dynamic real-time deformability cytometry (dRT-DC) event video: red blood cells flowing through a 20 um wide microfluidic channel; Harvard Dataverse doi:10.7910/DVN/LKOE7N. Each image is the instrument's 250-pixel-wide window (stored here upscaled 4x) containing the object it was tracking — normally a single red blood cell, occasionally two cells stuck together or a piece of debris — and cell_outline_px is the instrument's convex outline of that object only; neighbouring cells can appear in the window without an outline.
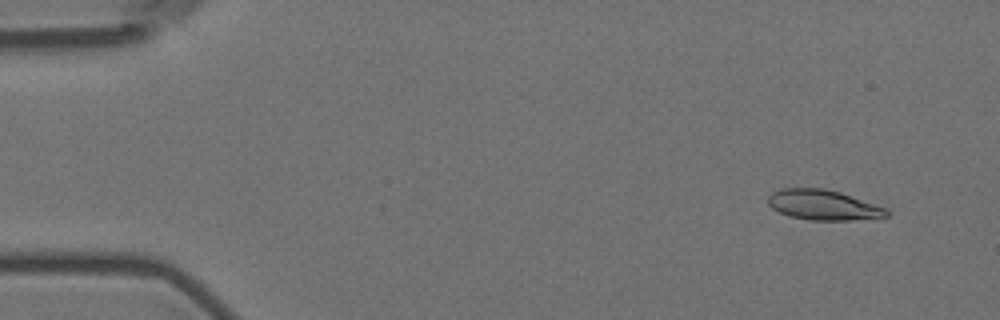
{"species": "Egyptian fruit bat (a non-hibernating species)", "species_latin": "Rousettus aegyptiacus", "temperature_condition": "room temperature", "stored_images_in_passage": 56, "camera_frame_rate_fps": 3000, "um_per_image_px": 0.085, "animal": {"sex": "female"}, "frame": {"image": 1, "passage_image": 4, "time_ms": 1.0, "image_size_px": [1000, 320], "cell_outline_px": [[888, 216], [848, 220], [812, 220], [788, 216], [772, 208], [768, 204], [768, 196], [772, 192], [780, 188], [824, 188], [840, 192], [876, 204], [884, 208], [888, 212]], "centroid_in_image_um": [69.93, 17.41], "position_along_channel_um": 15.1, "area_um2": 20.69}}
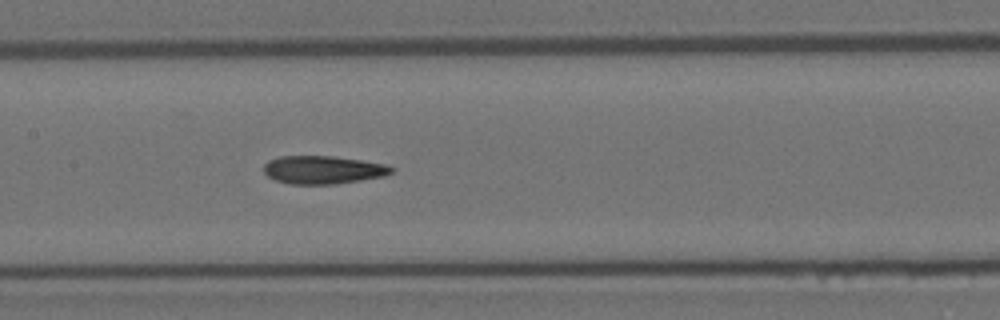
{"frame": {"image": 2, "passage_image": 27, "time_ms": 8.667, "image_size_px": [1000, 320], "cell_outline_px": [[396, 168], [392, 172], [384, 176], [336, 184], [288, 184], [276, 180], [268, 176], [264, 172], [264, 164], [268, 160], [280, 156], [332, 156], [360, 160], [384, 164]], "centroid_in_image_um": [27.44, 14.43], "position_along_channel_um": 180.0, "area_um2": 20.87}}
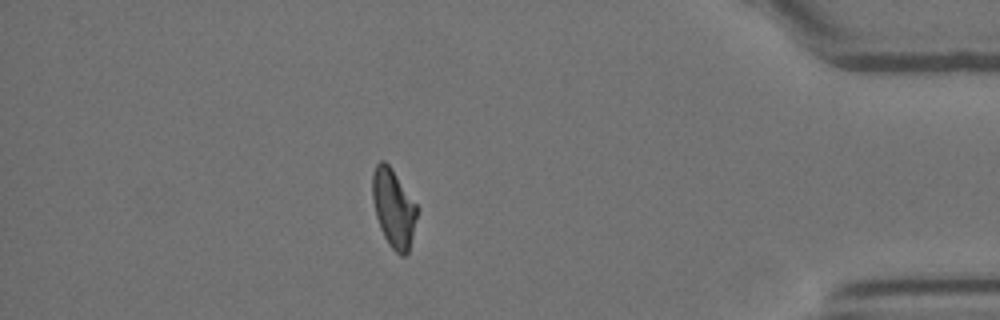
{"frame": {"image": 3, "passage_image": 49, "time_ms": 16.0, "image_size_px": [1000, 320], "cell_outline_px": [[416, 216], [412, 236], [408, 252], [404, 256], [400, 256], [388, 244], [380, 228], [376, 216], [372, 200], [372, 172], [376, 164], [380, 160], [384, 160], [392, 168], [416, 204]], "centroid_in_image_um": [33.41, 17.67], "position_along_channel_um": 401.8, "area_um2": 20.17}, "authors_computed_cell_mechanics": {"area_um2": 20.9814, "velocity_mm_per_s": 3.5868, "shape_relaxation_time_tau1_ms": null, "shape_relaxation_time_tau2_ms": 3.6037, "deformation_change_tau1": null, "deformation_change_tau2": 0.1089}}